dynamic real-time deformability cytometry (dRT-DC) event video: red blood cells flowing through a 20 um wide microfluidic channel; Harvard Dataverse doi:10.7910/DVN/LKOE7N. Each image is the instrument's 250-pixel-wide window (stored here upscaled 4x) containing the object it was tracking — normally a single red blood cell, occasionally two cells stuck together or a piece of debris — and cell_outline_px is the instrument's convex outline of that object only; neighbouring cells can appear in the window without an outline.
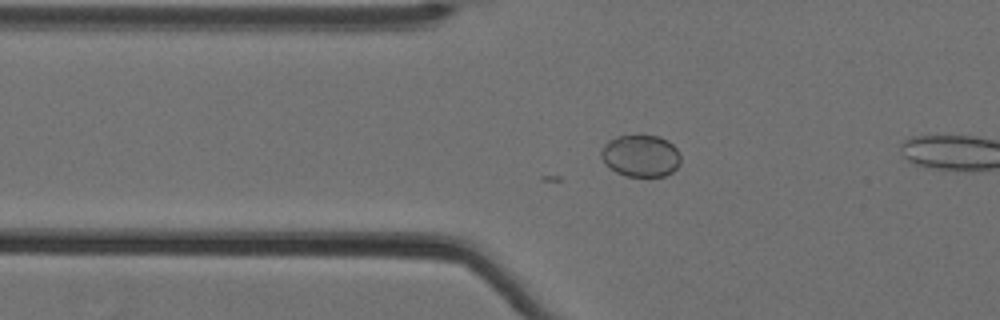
{"species": "Egyptian fruit bat (a non-hibernating species)", "species_latin": "Rousettus aegyptiacus", "temperature_condition": "cold", "stored_images_in_passage": 9, "camera_frame_rate_fps": 3000, "um_per_image_px": 0.085, "animal": {"sex": "female"}, "frame": {"image": 1, "passage_image": 9, "time_ms": 2.667, "image_size_px": [1000, 320], "cell_outline_px": [[680, 164], [672, 172], [664, 176], [624, 176], [616, 172], [604, 164], [600, 156], [600, 152], [604, 144], [608, 140], [616, 136], [660, 136], [668, 140], [676, 148], [680, 156]], "centroid_in_image_um": [54.44, 13.25], "position_along_channel_um": 71.4, "area_um2": 19.59}}